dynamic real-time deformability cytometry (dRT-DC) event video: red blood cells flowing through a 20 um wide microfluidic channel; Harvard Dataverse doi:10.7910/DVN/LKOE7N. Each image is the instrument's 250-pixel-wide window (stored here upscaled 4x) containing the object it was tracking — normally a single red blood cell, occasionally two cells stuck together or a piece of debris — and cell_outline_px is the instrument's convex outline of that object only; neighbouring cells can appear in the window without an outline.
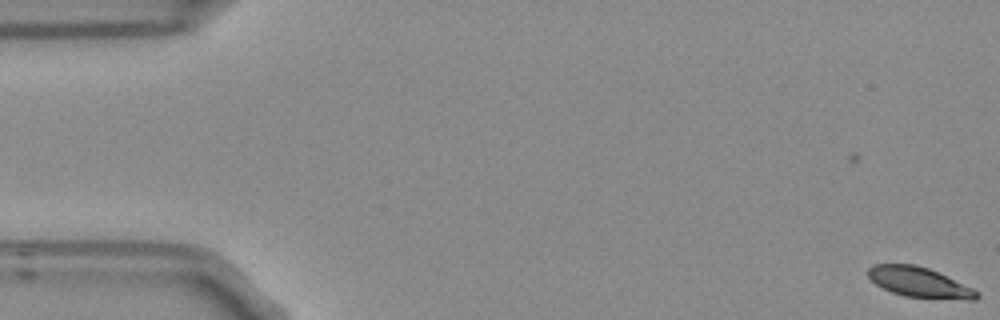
{"species": "Egyptian fruit bat (a non-hibernating species)", "species_latin": "Rousettus aegyptiacus", "temperature_condition": "room temperature", "stored_images_in_passage": 4, "camera_frame_rate_fps": 3000, "um_per_image_px": 0.085, "frame": {"image": 1, "passage_image": 1, "time_ms": 0.0, "image_size_px": [1000, 320], "cell_outline_px": [[980, 296], [976, 300], [968, 300], [904, 296], [892, 292], [876, 284], [868, 276], [868, 268], [872, 264], [916, 264], [928, 268], [972, 288], [980, 292]], "centroid_in_image_um": [78.15, 23.99], "position_along_channel_um": 6.9, "area_um2": 18.9}}